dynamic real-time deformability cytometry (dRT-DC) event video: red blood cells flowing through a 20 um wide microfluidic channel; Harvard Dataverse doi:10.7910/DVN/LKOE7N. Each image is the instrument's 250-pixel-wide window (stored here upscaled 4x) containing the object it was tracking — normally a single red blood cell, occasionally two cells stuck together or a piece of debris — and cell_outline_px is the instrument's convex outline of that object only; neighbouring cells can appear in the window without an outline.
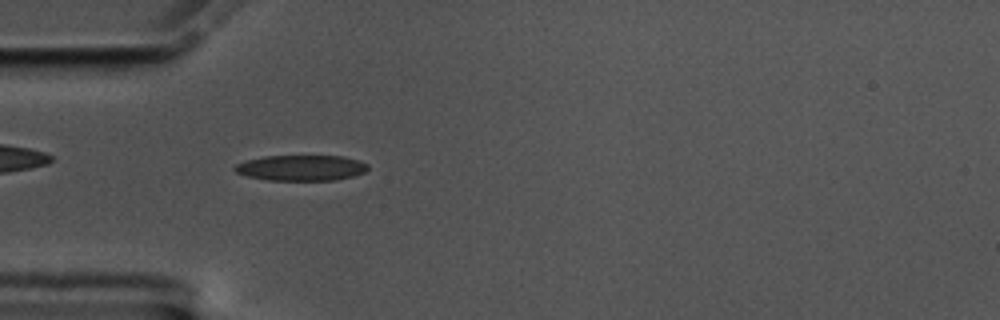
{"species": "common noctule bat (a hibernating species)", "species_latin": "Nyctalus noctula", "temperature_condition": "cold", "stored_images_in_passage": 56, "camera_frame_rate_fps": 3000, "um_per_image_px": 0.085, "animal": {"sex": "male", "body_mass_g": 17.5, "forearm_length_mm": 52.3}, "frame": {"image": 1, "passage_image": 16, "time_ms": 5.0, "image_size_px": [1000, 320], "cell_outline_px": [[368, 168], [364, 172], [352, 176], [336, 180], [268, 180], [248, 176], [236, 172], [232, 168], [236, 164], [248, 160], [264, 156], [344, 156], [360, 160], [368, 164]], "centroid_in_image_um": [25.62, 14.26], "position_along_channel_um": 59.4, "area_um2": 19.83}}
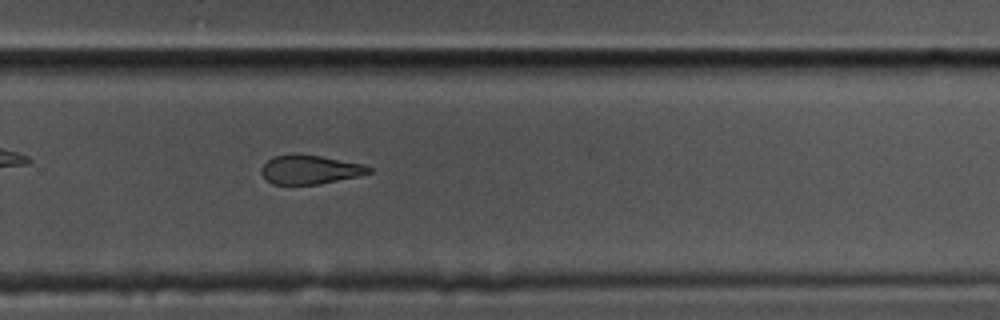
{"frame": {"image": 2, "passage_image": 37, "time_ms": 12.0, "image_size_px": [1000, 320], "cell_outline_px": [[372, 172], [356, 176], [320, 184], [272, 184], [260, 172], [260, 168], [272, 156], [292, 152], [296, 152], [320, 156], [364, 164], [372, 168]], "centroid_in_image_um": [26.31, 14.38], "position_along_channel_um": 303.5, "area_um2": 18.32}}
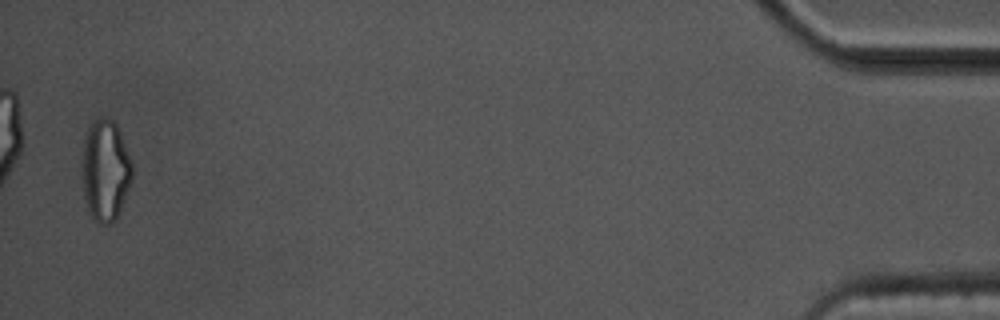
{"frame": {"image": 3, "passage_image": 55, "time_ms": 18.0, "image_size_px": [1000, 320], "cell_outline_px": [[132, 176], [128, 188], [116, 220], [108, 224], [100, 224], [88, 212], [84, 200], [84, 140], [88, 128], [96, 120], [104, 116], [112, 120], [116, 124], [120, 132], [132, 164]], "centroid_in_image_um": [8.97, 14.5], "position_along_channel_um": 426.2, "area_um2": 28.84}, "authors_computed_cell_mechanics": {"area_um2": 20.2011, "velocity_mm_per_s": 3.5267, "shape_relaxation_time_tau1_ms": 9.7405, "shape_relaxation_time_tau2_ms": 4.7038, "deformation_change_tau1": 0.2137, "deformation_change_tau2": 0.1388}}